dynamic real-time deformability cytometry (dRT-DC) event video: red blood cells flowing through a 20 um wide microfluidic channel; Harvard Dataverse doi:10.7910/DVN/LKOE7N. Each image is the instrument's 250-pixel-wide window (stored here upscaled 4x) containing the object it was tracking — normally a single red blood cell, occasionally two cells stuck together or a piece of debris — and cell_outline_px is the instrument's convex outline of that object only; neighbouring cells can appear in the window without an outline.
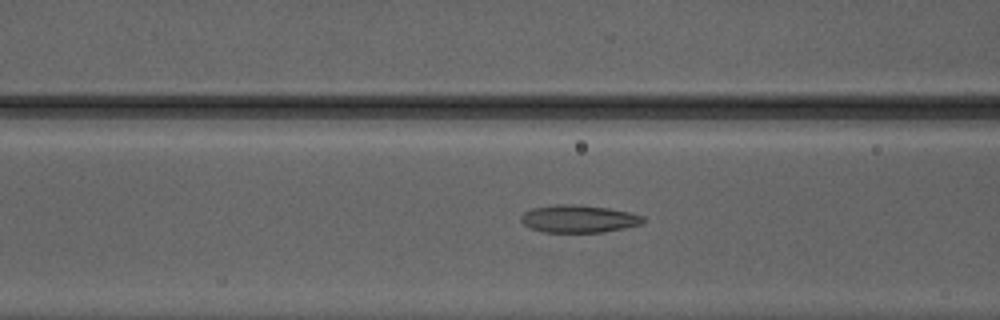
{"species": "Egyptian fruit bat (a non-hibernating species)", "species_latin": "Rousettus aegyptiacus", "temperature_condition": "warm", "stored_images_in_passage": 38, "camera_frame_rate_fps": 3000, "um_per_image_px": 0.085, "animal": {"sex": "male"}, "frame": {"image": 1, "passage_image": 10, "time_ms": 3.0, "image_size_px": [1000, 320], "cell_outline_px": [[644, 220], [640, 224], [624, 228], [604, 232], [544, 232], [532, 228], [524, 224], [520, 220], [520, 216], [524, 212], [532, 208], [560, 204], [576, 204], [608, 208], [628, 212], [644, 216]], "centroid_in_image_um": [49.17, 18.59], "position_along_channel_um": 117.4, "area_um2": 19.48}}
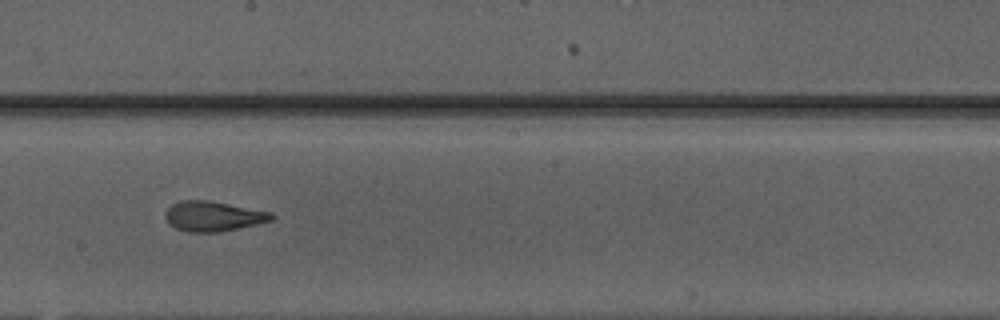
{"frame": {"image": 2, "passage_image": 18, "time_ms": 5.667, "image_size_px": [1000, 320], "cell_outline_px": [[276, 216], [272, 220], [256, 224], [220, 232], [188, 232], [176, 228], [164, 216], [164, 212], [172, 204], [180, 200], [208, 200], [272, 212]], "centroid_in_image_um": [18.13, 18.37], "position_along_channel_um": 230.1, "area_um2": 18.5}}
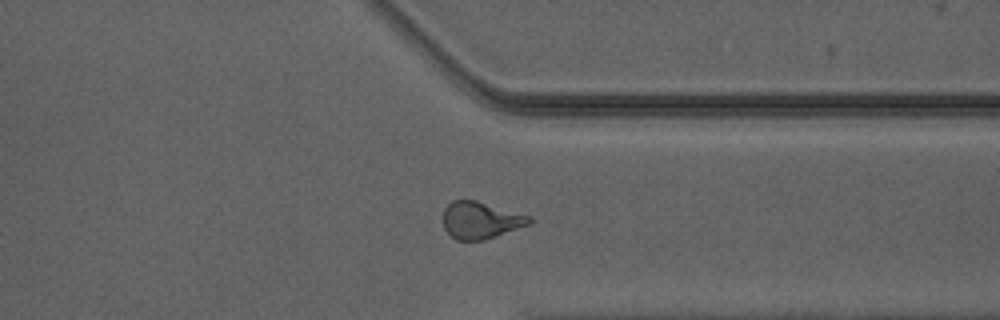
{"frame": {"image": 3, "passage_image": 28, "time_ms": 9.0, "image_size_px": [1000, 320], "cell_outline_px": [[532, 224], [484, 240], [456, 240], [444, 228], [444, 208], [452, 200], [476, 200], [532, 216]], "centroid_in_image_um": [40.89, 18.71], "position_along_channel_um": 370.5, "area_um2": 18.67}}